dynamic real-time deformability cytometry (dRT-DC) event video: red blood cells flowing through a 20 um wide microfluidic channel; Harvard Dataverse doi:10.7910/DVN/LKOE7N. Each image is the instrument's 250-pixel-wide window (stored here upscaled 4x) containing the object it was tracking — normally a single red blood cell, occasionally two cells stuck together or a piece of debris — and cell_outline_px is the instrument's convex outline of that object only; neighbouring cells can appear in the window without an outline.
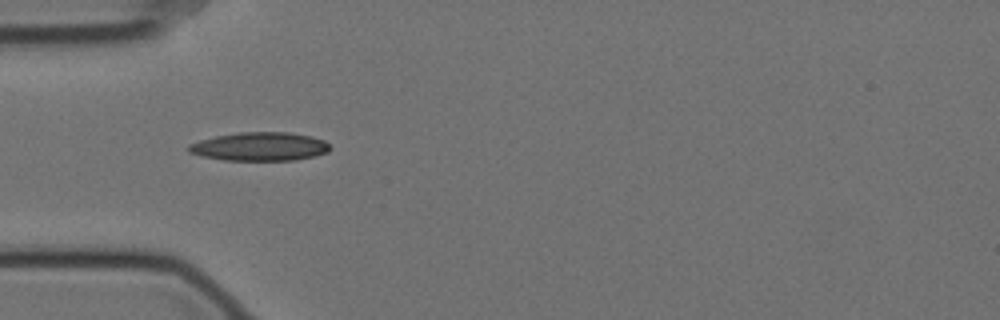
{"species": "Egyptian fruit bat (a non-hibernating species)", "species_latin": "Rousettus aegyptiacus", "temperature_condition": "cold", "stored_images_in_passage": 22, "camera_frame_rate_fps": 3000, "um_per_image_px": 0.085, "animal": {"sex": "female"}, "frame": {"image": 1, "passage_image": 1, "time_ms": 0.0, "image_size_px": [1000, 320], "cell_outline_px": [[332, 148], [328, 152], [296, 160], [224, 160], [204, 156], [188, 152], [188, 144], [200, 140], [216, 136], [240, 132], [288, 132], [312, 136], [324, 140]], "centroid_in_image_um": [22.1, 12.45], "position_along_channel_um": 62.9, "area_um2": 23.47}}
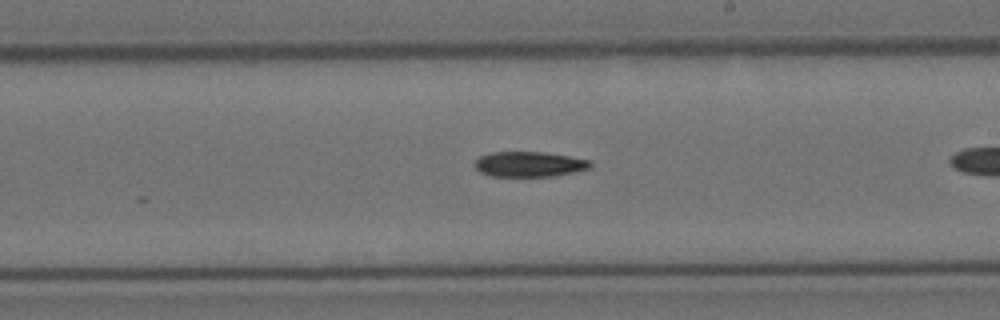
{"frame": {"image": 2, "passage_image": 10, "time_ms": 3.0, "image_size_px": [1000, 320], "cell_outline_px": [[592, 164], [588, 168], [576, 172], [556, 176], [492, 176], [480, 172], [476, 168], [476, 160], [480, 156], [488, 152], [544, 152], [592, 160]], "centroid_in_image_um": [45.01, 13.95], "position_along_channel_um": 244.0, "area_um2": 16.99}}
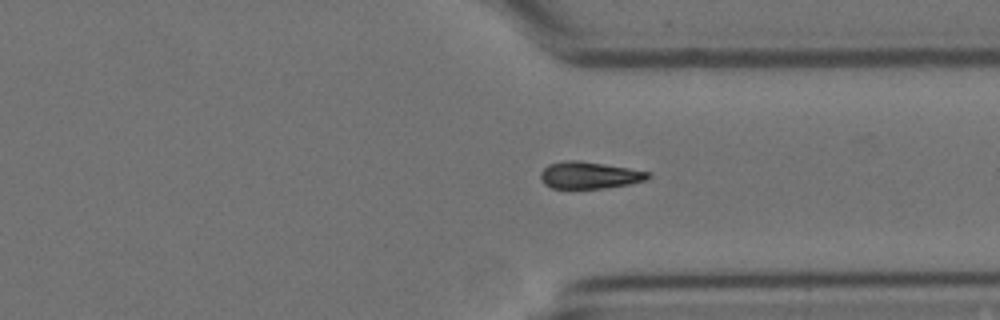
{"frame": {"image": 3, "passage_image": 20, "time_ms": 6.333, "image_size_px": [1000, 320], "cell_outline_px": [[652, 176], [648, 180], [628, 184], [604, 188], [552, 188], [544, 184], [540, 176], [540, 172], [548, 164], [564, 160], [580, 160], [652, 172]], "centroid_in_image_um": [50.12, 14.88], "position_along_channel_um": 361.3, "area_um2": 16.99}}